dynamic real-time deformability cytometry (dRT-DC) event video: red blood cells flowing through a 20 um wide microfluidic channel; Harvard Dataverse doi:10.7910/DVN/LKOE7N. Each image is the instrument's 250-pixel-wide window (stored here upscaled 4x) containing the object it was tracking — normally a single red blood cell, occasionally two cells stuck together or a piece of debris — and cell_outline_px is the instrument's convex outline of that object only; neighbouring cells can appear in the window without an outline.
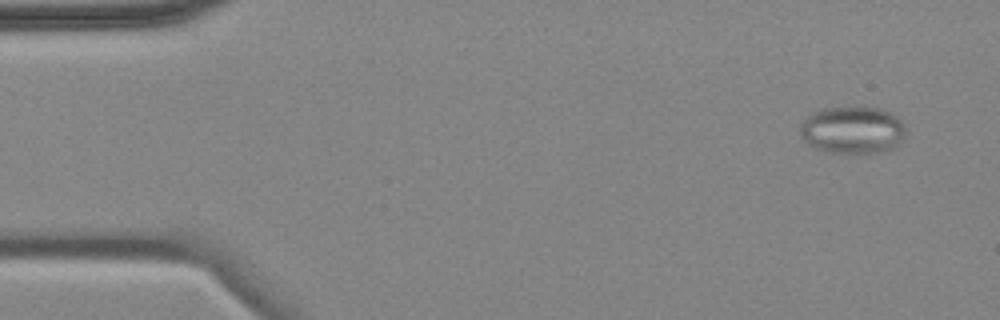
{"species": "common noctule bat (a hibernating species)", "species_latin": "Nyctalus noctula", "temperature_condition": "cold", "stored_images_in_passage": 4, "camera_frame_rate_fps": 3000, "um_per_image_px": 0.085, "animal": {"sex": "female", "body_mass_g": 18.4}, "frame": {"image": 1, "passage_image": 1, "time_ms": 0.0, "image_size_px": [1000, 320], "cell_outline_px": [[908, 128], [904, 136], [896, 148], [884, 152], [828, 152], [816, 148], [808, 144], [800, 136], [800, 124], [812, 112], [824, 108], [856, 104], [864, 104], [880, 108], [896, 116]], "centroid_in_image_um": [72.49, 11.0], "position_along_channel_um": 12.5, "area_um2": 30.0}}